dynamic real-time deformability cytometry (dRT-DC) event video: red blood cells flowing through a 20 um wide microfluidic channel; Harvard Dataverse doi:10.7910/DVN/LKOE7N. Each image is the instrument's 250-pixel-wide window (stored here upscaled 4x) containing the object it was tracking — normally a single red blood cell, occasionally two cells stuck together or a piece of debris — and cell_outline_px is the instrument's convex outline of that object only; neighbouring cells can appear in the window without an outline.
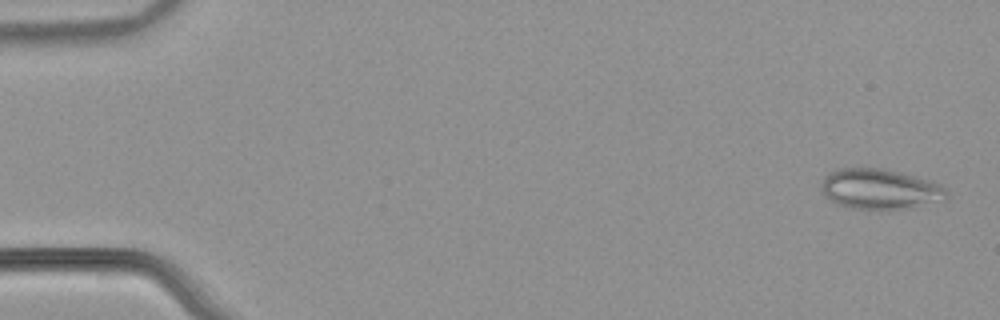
{"species": "common noctule bat (a hibernating species)", "species_latin": "Nyctalus noctula", "temperature_condition": "warm", "stored_images_in_passage": 53, "camera_frame_rate_fps": 3000, "um_per_image_px": 0.085, "animal": {"sex": "male", "body_mass_g": 21.5, "forearm_length_mm": 52.0}, "frame": {"image": 1, "passage_image": 2, "time_ms": 0.333, "image_size_px": [1000, 320], "cell_outline_px": [[948, 196], [944, 200], [912, 208], [888, 212], [876, 212], [848, 208], [836, 204], [824, 196], [820, 188], [820, 184], [824, 176], [828, 172], [840, 168], [884, 168], [904, 172], [932, 180], [940, 184], [948, 192]], "centroid_in_image_um": [74.79, 16.11], "position_along_channel_um": 10.2, "area_um2": 30.98}}
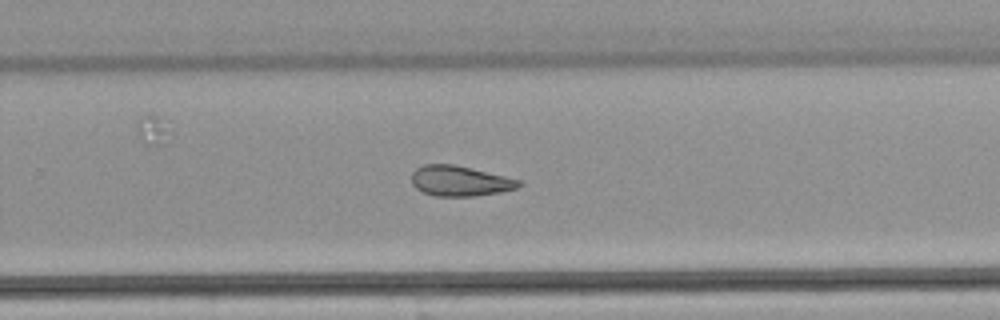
{"frame": {"image": 2, "passage_image": 35, "time_ms": 11.333, "image_size_px": [1000, 320], "cell_outline_px": [[524, 184], [516, 188], [500, 192], [476, 196], [436, 196], [424, 192], [416, 188], [412, 184], [412, 172], [416, 168], [424, 164], [452, 164], [504, 176], [520, 180]], "centroid_in_image_um": [39.08, 15.38], "position_along_channel_um": 290.7, "area_um2": 18.79}}
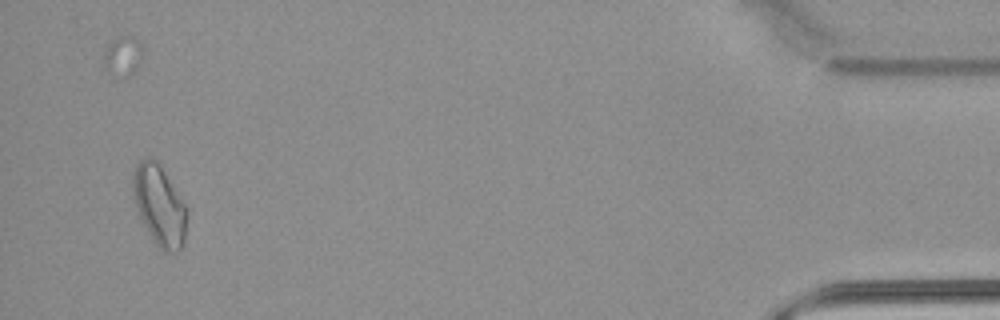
{"frame": {"image": 3, "passage_image": 51, "time_ms": 16.667, "image_size_px": [1000, 320], "cell_outline_px": [[188, 208], [184, 244], [176, 252], [164, 252], [156, 244], [148, 232], [140, 216], [132, 196], [132, 176], [136, 164], [140, 160], [148, 156], [156, 160]], "centroid_in_image_um": [13.54, 17.46], "position_along_channel_um": 421.7, "area_um2": 25.26}, "authors_computed_cell_mechanics": {"area_um2": 22.253, "velocity_mm_per_s": 3.9121, "shape_relaxation_time_tau1_ms": null, "shape_relaxation_time_tau2_ms": 6.4059, "deformation_change_tau1": null, "deformation_change_tau2": 0.1303}}